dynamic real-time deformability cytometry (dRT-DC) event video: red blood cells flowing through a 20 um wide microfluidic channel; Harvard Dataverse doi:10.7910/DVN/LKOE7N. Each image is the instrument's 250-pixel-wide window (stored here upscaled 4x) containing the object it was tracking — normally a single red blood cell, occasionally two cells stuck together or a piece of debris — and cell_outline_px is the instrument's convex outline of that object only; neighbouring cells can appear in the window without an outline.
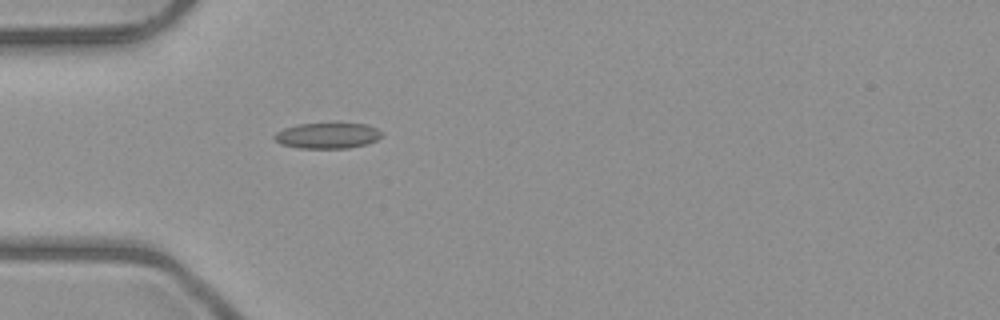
{"species": "common noctule bat (a hibernating species)", "species_latin": "Nyctalus noctula", "temperature_condition": "room temperature", "stored_images_in_passage": 3, "camera_frame_rate_fps": 3000, "um_per_image_px": 0.085, "animal": {"sex": "male", "body_mass_g": 23.1, "forearm_length_mm": 52.7}, "frame": {"image": 1, "passage_image": 3, "time_ms": 2.333, "image_size_px": [1000, 320], "cell_outline_px": [[380, 136], [376, 140], [364, 144], [348, 148], [300, 148], [280, 144], [272, 136], [276, 132], [284, 128], [296, 124], [364, 124], [376, 128], [380, 132]], "centroid_in_image_um": [27.76, 11.53], "position_along_channel_um": 57.2, "area_um2": 15.78}}